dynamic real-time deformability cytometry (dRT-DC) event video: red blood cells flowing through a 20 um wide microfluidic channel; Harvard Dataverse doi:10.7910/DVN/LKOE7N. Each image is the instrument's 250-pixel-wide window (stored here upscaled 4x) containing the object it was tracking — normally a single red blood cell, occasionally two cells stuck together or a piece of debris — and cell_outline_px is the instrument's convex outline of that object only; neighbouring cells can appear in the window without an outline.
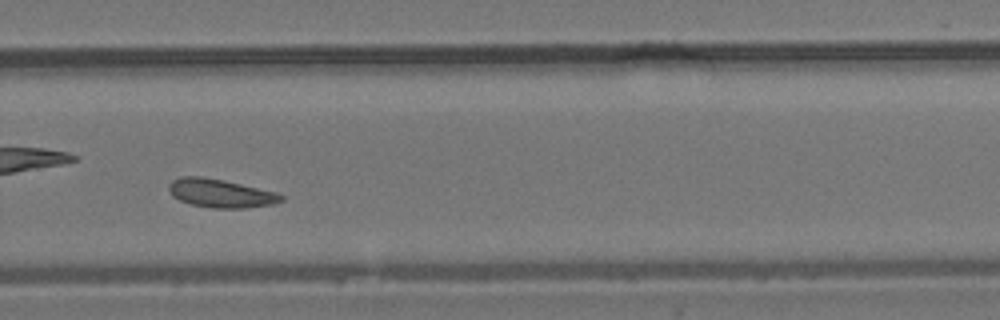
{"species": "common noctule bat (a hibernating species)", "species_latin": "Nyctalus noctula", "temperature_condition": "room temperature", "stored_images_in_passage": 43, "camera_frame_rate_fps": 3000, "um_per_image_px": 0.085, "animal": {"sex": "male", "body_mass_g": 19.2, "forearm_length_mm": 51.8}, "frame": {"image": 1, "passage_image": 25, "time_ms": 8.0, "image_size_px": [1000, 320], "cell_outline_px": [[284, 200], [272, 204], [248, 208], [212, 208], [192, 204], [180, 200], [172, 196], [168, 188], [168, 184], [172, 180], [180, 176], [200, 176], [240, 184], [276, 192], [284, 196]], "centroid_in_image_um": [18.73, 16.43], "position_along_channel_um": 311.1, "area_um2": 18.5}}